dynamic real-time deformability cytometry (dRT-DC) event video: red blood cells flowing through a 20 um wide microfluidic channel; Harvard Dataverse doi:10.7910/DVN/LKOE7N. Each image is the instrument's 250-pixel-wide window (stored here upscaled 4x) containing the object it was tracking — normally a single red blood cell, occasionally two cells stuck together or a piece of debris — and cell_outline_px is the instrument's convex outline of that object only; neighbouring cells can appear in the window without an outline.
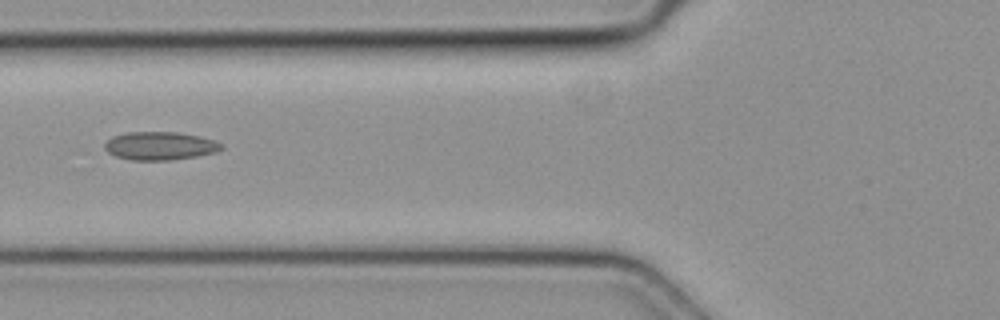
{"species": "common noctule bat (a hibernating species)", "species_latin": "Nyctalus noctula", "temperature_condition": "cold", "stored_images_in_passage": 2, "camera_frame_rate_fps": 3000, "um_per_image_px": 0.085, "animal": {"sex": "female", "body_mass_g": 19.3, "forearm_length_mm": 54.1}, "frame": {"image": 1, "passage_image": 2, "time_ms": 0.333, "image_size_px": [1000, 320], "cell_outline_px": [[224, 148], [216, 152], [196, 156], [172, 160], [132, 160], [116, 156], [108, 152], [104, 148], [104, 144], [112, 136], [128, 132], [176, 132], [196, 136], [212, 140], [224, 144]], "centroid_in_image_um": [13.59, 12.4], "position_along_channel_um": 112.2, "area_um2": 19.07}}